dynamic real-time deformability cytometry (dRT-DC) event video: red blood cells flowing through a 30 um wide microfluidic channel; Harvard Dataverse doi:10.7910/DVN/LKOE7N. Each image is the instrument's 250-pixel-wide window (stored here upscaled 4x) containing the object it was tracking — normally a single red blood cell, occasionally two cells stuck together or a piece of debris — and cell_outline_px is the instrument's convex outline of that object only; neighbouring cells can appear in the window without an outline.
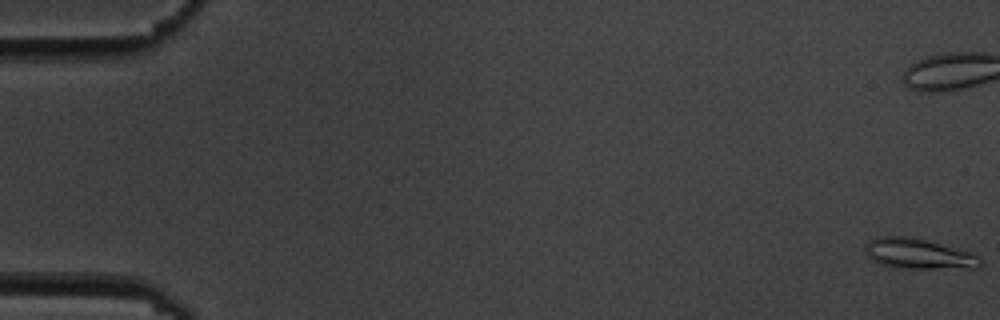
{"species": "common noctule bat (a hibernating species)", "species_latin": "Nyctalus noctula", "temperature_condition": "cold", "stored_images_in_passage": 7, "camera_frame_rate_fps": 3000, "um_per_image_px": 0.085, "animal": {"sex": "male", "body_mass_g": 19.5, "forearm_length_mm": 54.6}, "frame": {"image": 1, "passage_image": 1, "time_ms": 0.0, "image_size_px": [1000, 320], "cell_outline_px": [[980, 264], [976, 268], [908, 268], [884, 264], [872, 260], [864, 252], [864, 248], [868, 240], [876, 236], [908, 236], [928, 240], [972, 252], [980, 256]], "centroid_in_image_um": [78.07, 21.54], "position_along_channel_um": 6.9, "area_um2": 20.35}}